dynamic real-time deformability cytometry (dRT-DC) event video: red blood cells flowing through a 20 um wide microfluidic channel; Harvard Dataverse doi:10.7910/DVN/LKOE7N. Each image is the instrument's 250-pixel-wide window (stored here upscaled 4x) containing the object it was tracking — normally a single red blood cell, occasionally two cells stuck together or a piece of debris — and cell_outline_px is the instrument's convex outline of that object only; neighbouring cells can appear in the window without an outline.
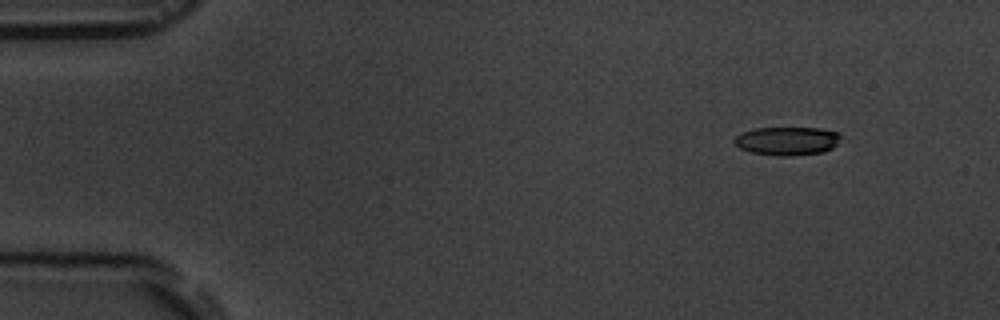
{"species": "common noctule bat (a hibernating species)", "species_latin": "Nyctalus noctula", "temperature_condition": "room temperature", "stored_images_in_passage": 4, "camera_frame_rate_fps": 3000, "um_per_image_px": 0.085, "animal": {"sex": "male", "body_mass_g": 19.5, "forearm_length_mm": 54.6}, "frame": {"image": 1, "passage_image": 1, "time_ms": 0.0, "image_size_px": [1000, 320], "cell_outline_px": [[840, 136], [836, 144], [832, 148], [824, 152], [788, 156], [776, 156], [748, 152], [732, 144], [732, 140], [736, 136], [744, 132], [756, 128], [816, 128], [840, 132]], "centroid_in_image_um": [66.86, 11.99], "position_along_channel_um": 18.1, "area_um2": 17.74}}
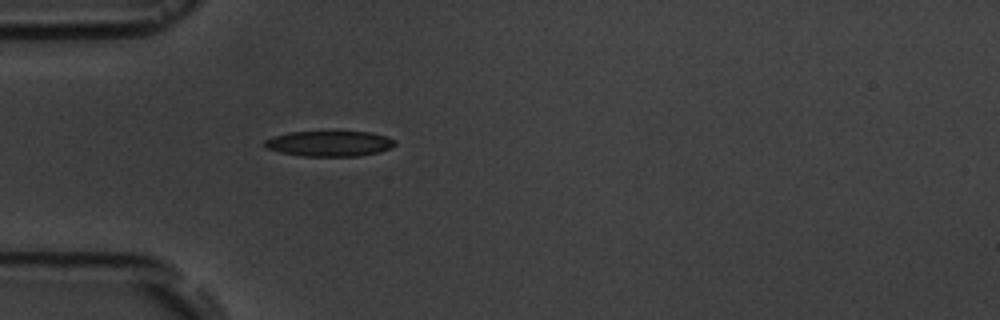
{"frame": {"image": 2, "passage_image": 4, "time_ms": 3.667, "image_size_px": [1000, 320], "cell_outline_px": [[396, 144], [380, 152], [356, 156], [300, 156], [280, 152], [268, 148], [264, 144], [264, 140], [272, 136], [288, 132], [368, 132], [384, 136], [396, 140]], "centroid_in_image_um": [27.97, 12.21], "position_along_channel_um": 57.0, "area_um2": 19.19}}